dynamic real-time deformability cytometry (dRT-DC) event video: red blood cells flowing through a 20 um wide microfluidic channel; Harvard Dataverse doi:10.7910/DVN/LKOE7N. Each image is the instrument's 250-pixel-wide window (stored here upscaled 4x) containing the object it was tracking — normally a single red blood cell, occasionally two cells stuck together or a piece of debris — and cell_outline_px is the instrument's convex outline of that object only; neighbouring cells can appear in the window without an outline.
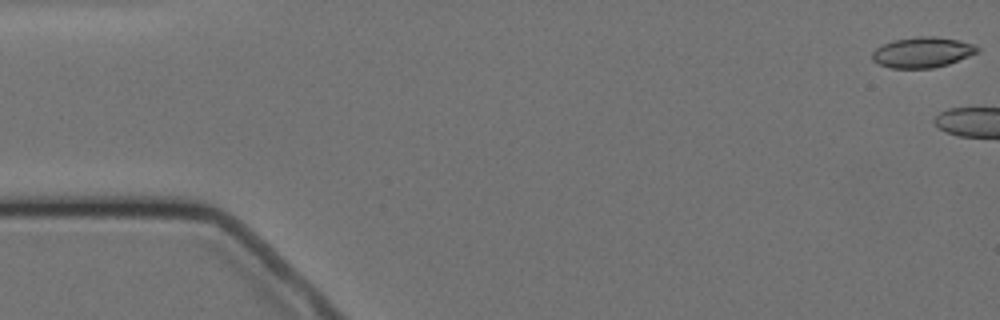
{"species": "Egyptian fruit bat (a non-hibernating species)", "species_latin": "Rousettus aegyptiacus", "temperature_condition": "cold", "stored_images_in_passage": 3, "camera_frame_rate_fps": 3000, "um_per_image_px": 0.085, "animal": {"sex": "female"}, "frame": {"image": 1, "passage_image": 1, "time_ms": 0.0, "image_size_px": [1000, 320], "cell_outline_px": [[980, 52], [948, 64], [932, 68], [892, 68], [880, 64], [872, 60], [872, 52], [876, 48], [892, 40], [916, 36], [932, 36], [956, 40], [972, 44], [980, 48]], "centroid_in_image_um": [78.4, 4.44], "position_along_channel_um": 6.6, "area_um2": 18.61}}